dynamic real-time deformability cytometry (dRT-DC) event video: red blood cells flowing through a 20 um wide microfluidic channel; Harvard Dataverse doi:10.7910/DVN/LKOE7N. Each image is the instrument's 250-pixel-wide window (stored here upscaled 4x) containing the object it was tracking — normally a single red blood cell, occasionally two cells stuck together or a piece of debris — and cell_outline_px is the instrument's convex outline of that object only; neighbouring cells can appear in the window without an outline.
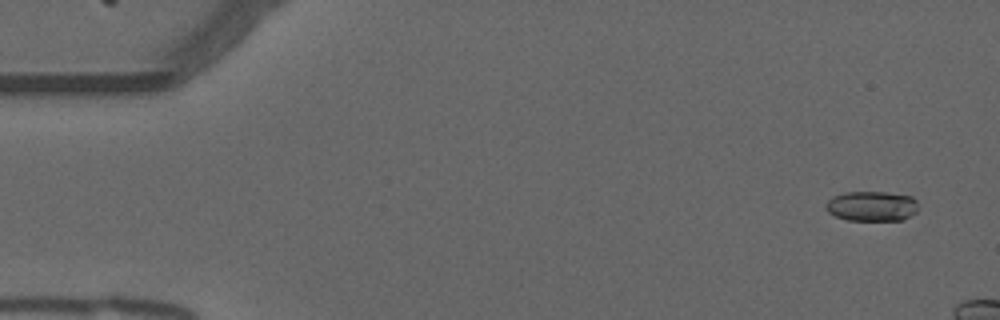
{"species": "common noctule bat (a hibernating species)", "species_latin": "Nyctalus noctula", "temperature_condition": "warm", "stored_images_in_passage": 14, "camera_frame_rate_fps": 3000, "um_per_image_px": 0.085, "animal": {"sex": "male", "forearm_length_mm": 52.5}, "frame": {"image": 1, "passage_image": 3, "time_ms": 0.667, "image_size_px": [1000, 320], "cell_outline_px": [[916, 212], [904, 220], [848, 220], [836, 216], [828, 212], [824, 208], [828, 200], [832, 196], [844, 192], [888, 192], [912, 196], [916, 200]], "centroid_in_image_um": [74.08, 17.51], "position_along_channel_um": 10.9, "area_um2": 16.24}}